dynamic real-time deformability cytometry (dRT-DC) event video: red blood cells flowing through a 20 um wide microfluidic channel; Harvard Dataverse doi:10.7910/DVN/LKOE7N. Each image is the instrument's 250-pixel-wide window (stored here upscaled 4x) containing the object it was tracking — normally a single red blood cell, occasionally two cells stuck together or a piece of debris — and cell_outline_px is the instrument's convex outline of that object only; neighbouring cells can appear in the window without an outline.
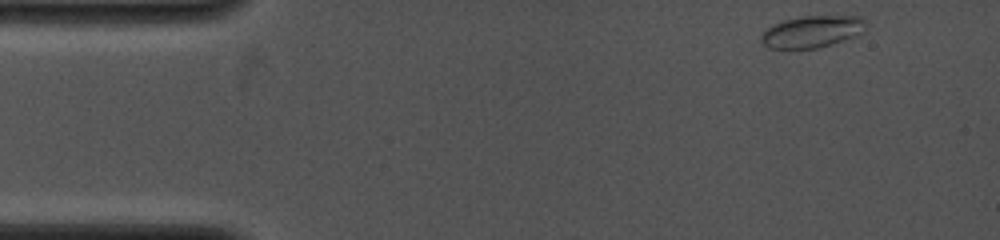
{"species": "common noctule bat (a hibernating species)", "species_latin": "Nyctalus noctula", "temperature_condition": "cold", "stored_images_in_passage": 6, "camera_frame_rate_fps": 4000, "um_per_image_px": 0.085, "animal": {"sex": "female", "body_mass_g": 19.0, "forearm_length_mm": 53.3}, "frame": {"image": 1, "passage_image": 1, "time_ms": 0.0, "image_size_px": [1000, 240], "cell_outline_px": [[868, 24], [864, 32], [856, 36], [832, 44], [816, 48], [788, 52], [768, 48], [760, 40], [760, 36], [764, 28], [772, 24], [784, 20], [800, 16], [860, 16]], "centroid_in_image_um": [68.96, 2.73], "position_along_channel_um": 16.0, "area_um2": 20.4}}
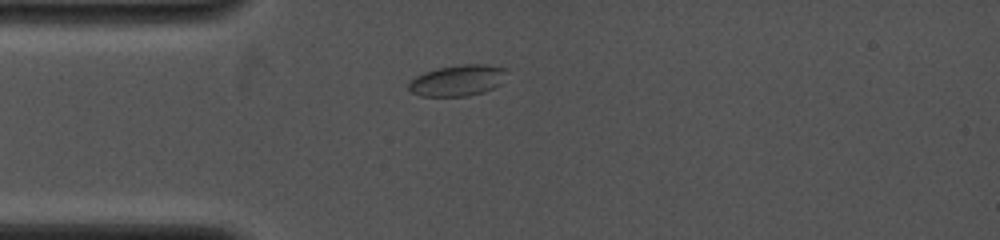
{"frame": {"image": 2, "passage_image": 5, "time_ms": 2.5, "image_size_px": [1000, 240], "cell_outline_px": [[504, 68], [500, 84], [484, 92], [468, 96], [420, 96], [412, 92], [408, 88], [408, 84], [416, 76], [424, 72], [436, 68], [464, 64], [488, 64]], "centroid_in_image_um": [38.84, 6.84], "position_along_channel_um": 46.2, "area_um2": 17.51}}